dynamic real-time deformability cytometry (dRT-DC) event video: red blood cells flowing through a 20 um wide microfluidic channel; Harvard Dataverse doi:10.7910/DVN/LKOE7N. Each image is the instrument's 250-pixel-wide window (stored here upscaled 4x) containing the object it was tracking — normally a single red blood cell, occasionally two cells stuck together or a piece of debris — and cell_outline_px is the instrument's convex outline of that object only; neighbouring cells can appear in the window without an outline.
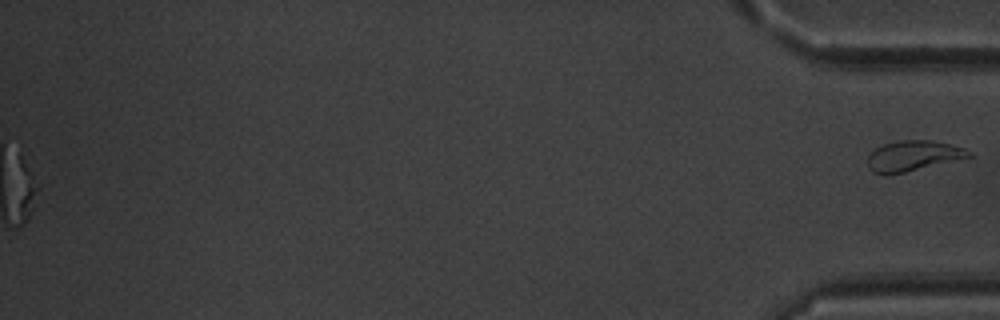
{"species": "common noctule bat (a hibernating species)", "species_latin": "Nyctalus noctula", "temperature_condition": "warm", "stored_images_in_passage": 52, "segment_of_instrument_passage": [2, 2], "camera_frame_rate_fps": 3000, "um_per_image_px": 0.085, "animal": {"sex": "male", "body_mass_g": 20.1, "forearm_length_mm": 53.5}, "frame": {"image": 1, "passage_image": 52, "time_ms": 17.0, "image_size_px": [1000, 320], "cell_outline_px": [[972, 156], [904, 172], [872, 172], [868, 168], [868, 156], [876, 148], [884, 144], [900, 140], [928, 140], [948, 144], [964, 148], [972, 152]], "centroid_in_image_um": [77.62, 13.22], "position_along_channel_um": 357.6, "area_um2": 17.22}}